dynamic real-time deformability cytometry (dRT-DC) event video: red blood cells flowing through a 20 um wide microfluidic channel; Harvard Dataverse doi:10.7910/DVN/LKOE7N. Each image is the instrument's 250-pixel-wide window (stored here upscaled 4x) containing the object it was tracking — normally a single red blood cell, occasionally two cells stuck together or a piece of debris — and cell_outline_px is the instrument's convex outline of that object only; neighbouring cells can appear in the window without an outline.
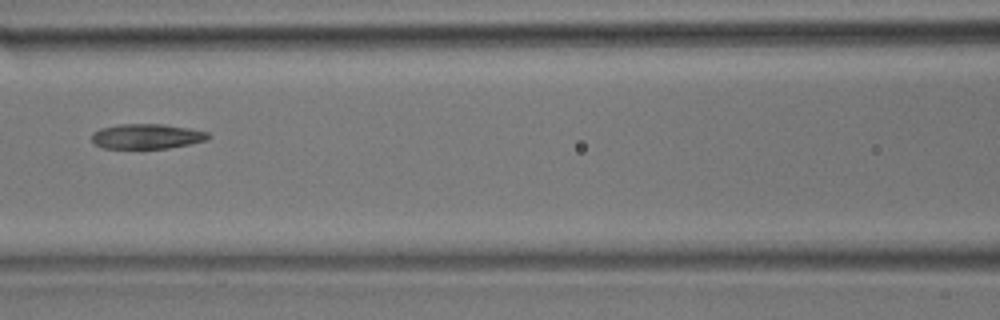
{"species": "common noctule bat (a hibernating species)", "species_latin": "Nyctalus noctula", "temperature_condition": "room temperature", "stored_images_in_passage": 4, "camera_frame_rate_fps": 3000, "um_per_image_px": 0.085, "animal": {"sex": "male", "body_mass_g": 17.9}, "frame": {"image": 1, "passage_image": 4, "time_ms": 4.333, "image_size_px": [1000, 320], "cell_outline_px": [[212, 136], [208, 140], [168, 148], [104, 148], [96, 144], [92, 140], [92, 132], [100, 128], [120, 124], [164, 124], [188, 128], [208, 132]], "centroid_in_image_um": [12.5, 11.58], "position_along_channel_um": 154.1, "area_um2": 16.94}}